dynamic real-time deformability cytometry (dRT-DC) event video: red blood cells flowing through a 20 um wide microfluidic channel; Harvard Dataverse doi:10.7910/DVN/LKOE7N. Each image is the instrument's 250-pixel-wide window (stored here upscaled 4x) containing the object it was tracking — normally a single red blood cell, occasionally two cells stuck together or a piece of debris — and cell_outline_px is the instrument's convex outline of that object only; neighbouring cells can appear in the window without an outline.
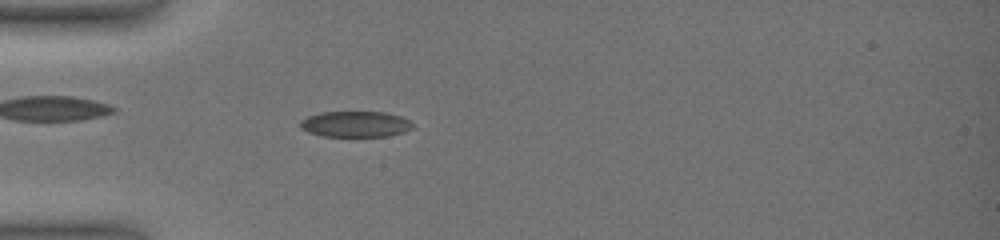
{"species": "common noctule bat (a hibernating species)", "species_latin": "Nyctalus noctula", "temperature_condition": "warm", "stored_images_in_passage": 27, "camera_frame_rate_fps": 3000, "um_per_image_px": 0.085, "animal": {"sex": "female", "body_mass_g": 19.0, "forearm_length_mm": 51.5}, "frame": {"image": 1, "passage_image": 9, "time_ms": 4.333, "image_size_px": [1000, 240], "cell_outline_px": [[416, 124], [412, 128], [404, 132], [388, 136], [320, 136], [308, 132], [300, 128], [300, 120], [308, 116], [320, 112], [384, 112], [400, 116], [412, 120]], "centroid_in_image_um": [30.23, 10.55], "position_along_channel_um": 54.8, "area_um2": 17.17}}
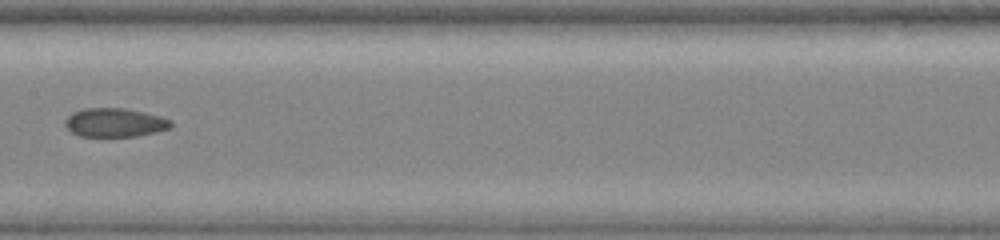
{"frame": {"image": 2, "passage_image": 19, "time_ms": 8.667, "image_size_px": [1000, 240], "cell_outline_px": [[172, 128], [156, 132], [136, 136], [80, 136], [72, 132], [64, 124], [64, 120], [72, 112], [84, 108], [124, 108], [144, 112], [160, 116], [172, 120]], "centroid_in_image_um": [9.77, 10.41], "position_along_channel_um": 197.6, "area_um2": 17.8}}
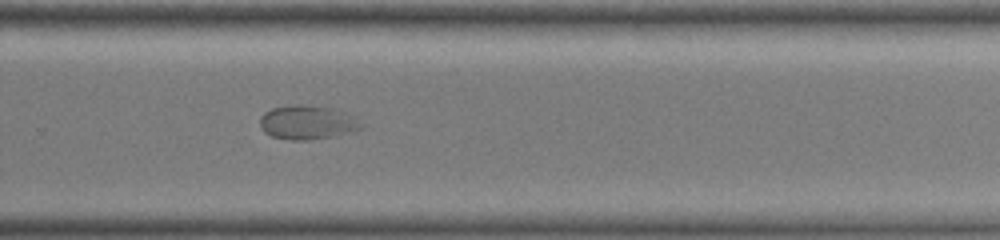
{"frame": {"image": 3, "passage_image": 27, "time_ms": 11.667, "image_size_px": [1000, 240], "cell_outline_px": [[364, 128], [328, 136], [300, 140], [296, 140], [272, 136], [264, 132], [260, 124], [260, 116], [264, 112], [272, 108], [292, 104], [300, 104], [332, 108], [348, 112], [364, 124]], "centroid_in_image_um": [26.12, 10.36], "position_along_channel_um": 303.7, "area_um2": 19.83}}